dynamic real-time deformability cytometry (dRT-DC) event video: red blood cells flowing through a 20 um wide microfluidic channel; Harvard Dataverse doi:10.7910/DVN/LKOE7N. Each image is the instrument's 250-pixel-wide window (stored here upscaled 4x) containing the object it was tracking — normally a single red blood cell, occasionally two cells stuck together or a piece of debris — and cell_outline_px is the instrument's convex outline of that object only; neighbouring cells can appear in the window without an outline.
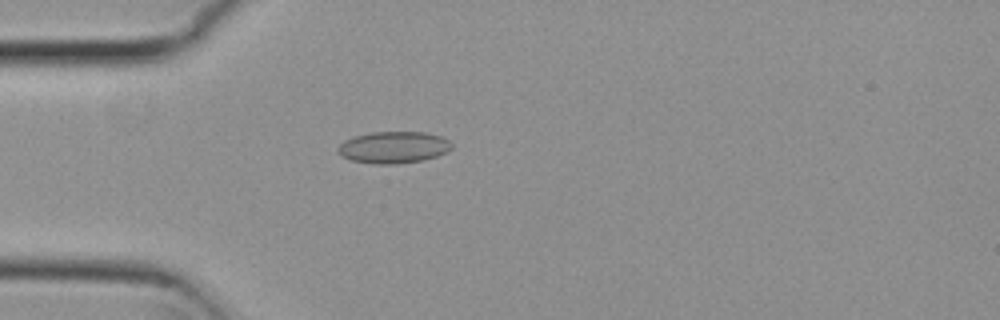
{"species": "common noctule bat (a hibernating species)", "species_latin": "Nyctalus noctula", "temperature_condition": "cold", "stored_images_in_passage": 54, "camera_frame_rate_fps": 3000, "um_per_image_px": 0.085, "animal": {"sex": "female", "body_mass_g": 29.2, "forearm_length_mm": 56.3}, "frame": {"image": 1, "passage_image": 15, "time_ms": 4.667, "image_size_px": [1000, 320], "cell_outline_px": [[452, 148], [436, 156], [424, 160], [396, 164], [376, 164], [352, 160], [340, 156], [336, 152], [336, 148], [344, 140], [356, 136], [372, 132], [424, 132], [440, 136], [448, 140], [452, 144]], "centroid_in_image_um": [33.41, 12.53], "position_along_channel_um": 51.6, "area_um2": 21.04}}
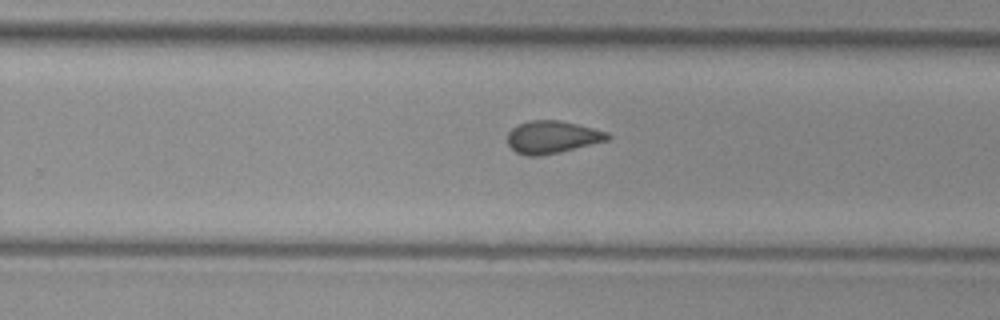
{"frame": {"image": 2, "passage_image": 34, "time_ms": 11.0, "image_size_px": [1000, 320], "cell_outline_px": [[612, 136], [608, 140], [560, 152], [540, 156], [524, 156], [516, 152], [508, 144], [508, 132], [516, 124], [528, 120], [560, 120], [608, 132]], "centroid_in_image_um": [46.91, 11.65], "position_along_channel_um": 282.9, "area_um2": 19.07}}
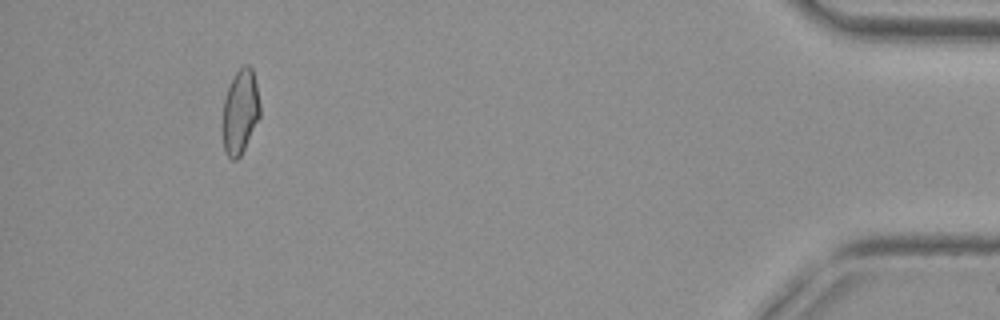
{"frame": {"image": 3, "passage_image": 50, "time_ms": 16.333, "image_size_px": [1000, 320], "cell_outline_px": [[260, 116], [240, 156], [236, 160], [232, 160], [228, 156], [224, 148], [224, 100], [228, 88], [236, 72], [244, 64], [248, 64], [252, 68], [256, 84], [260, 104]], "centroid_in_image_um": [20.44, 9.47], "position_along_channel_um": 414.8, "area_um2": 17.86}, "authors_computed_cell_mechanics": {"area_um2": 19.1896, "velocity_mm_per_s": 3.8037, "shape_relaxation_time_tau1_ms": null, "shape_relaxation_time_tau2_ms": 2.4299, "deformation_change_tau1": null, "deformation_change_tau2": 0.0766}}